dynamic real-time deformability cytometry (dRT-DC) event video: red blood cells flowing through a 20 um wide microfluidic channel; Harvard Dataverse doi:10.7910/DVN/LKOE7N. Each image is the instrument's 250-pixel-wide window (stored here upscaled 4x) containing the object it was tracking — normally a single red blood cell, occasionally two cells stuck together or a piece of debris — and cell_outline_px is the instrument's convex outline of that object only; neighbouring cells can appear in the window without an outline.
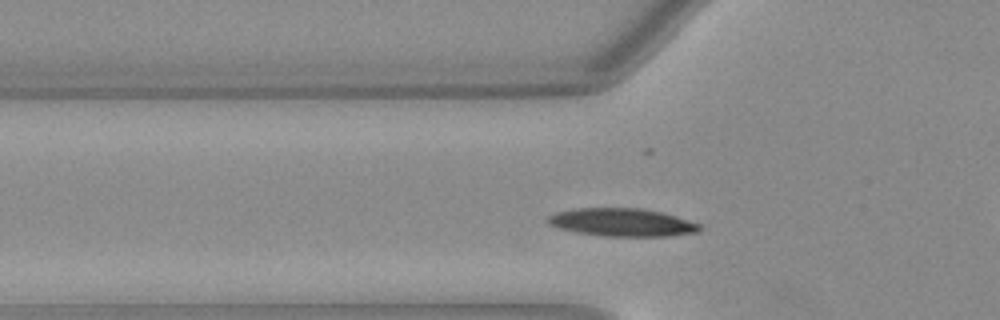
{"species": "Egyptian fruit bat (a non-hibernating species)", "species_latin": "Rousettus aegyptiacus", "temperature_condition": "warm", "stored_images_in_passage": 34, "camera_frame_rate_fps": 3000, "um_per_image_px": 0.085, "animal": {"sex": "female"}, "frame": {"image": 1, "passage_image": 6, "time_ms": 1.667, "image_size_px": [1000, 320], "cell_outline_px": [[700, 228], [696, 232], [668, 236], [604, 236], [576, 232], [560, 228], [548, 224], [544, 220], [548, 216], [556, 212], [576, 208], [640, 208], [660, 212], [700, 224]], "centroid_in_image_um": [52.8, 18.9], "position_along_channel_um": 73.0, "area_um2": 24.51}}
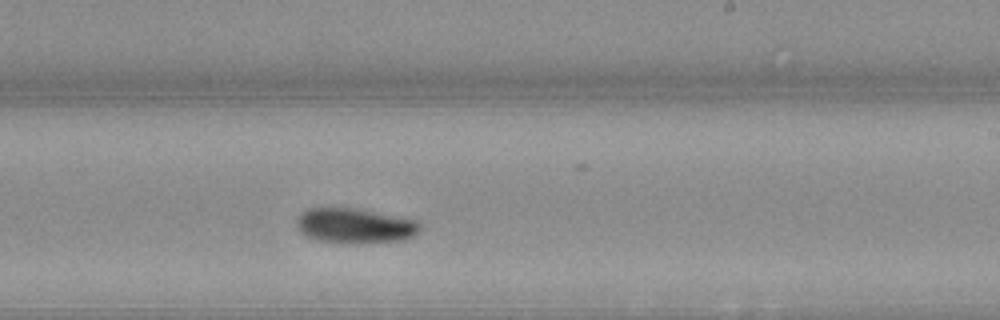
{"frame": {"image": 2, "passage_image": 20, "time_ms": 6.333, "image_size_px": [1000, 320], "cell_outline_px": [[420, 232], [404, 240], [316, 240], [300, 232], [296, 224], [296, 216], [308, 208], [356, 208], [416, 220], [420, 224]], "centroid_in_image_um": [30.13, 19.12], "position_along_channel_um": 258.9, "area_um2": 24.04}}
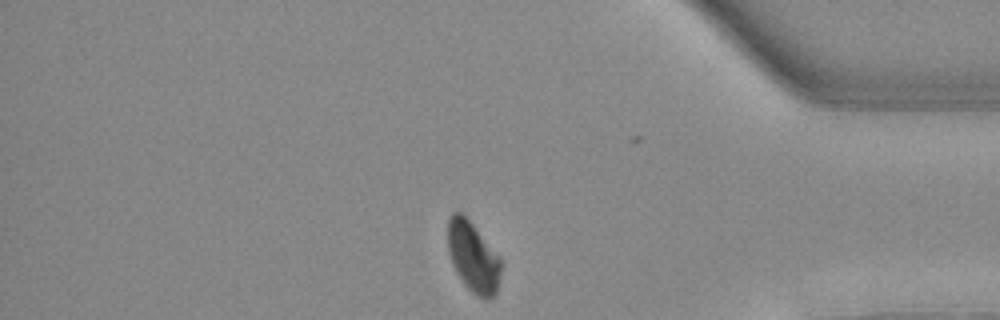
{"frame": {"image": 3, "passage_image": 32, "time_ms": 10.333, "image_size_px": [1000, 320], "cell_outline_px": [[500, 276], [496, 292], [488, 300], [476, 296], [464, 284], [456, 272], [452, 264], [448, 252], [448, 216], [452, 212], [460, 212], [472, 224], [500, 256]], "centroid_in_image_um": [40.19, 21.85], "position_along_channel_um": 395.0, "area_um2": 21.68}}